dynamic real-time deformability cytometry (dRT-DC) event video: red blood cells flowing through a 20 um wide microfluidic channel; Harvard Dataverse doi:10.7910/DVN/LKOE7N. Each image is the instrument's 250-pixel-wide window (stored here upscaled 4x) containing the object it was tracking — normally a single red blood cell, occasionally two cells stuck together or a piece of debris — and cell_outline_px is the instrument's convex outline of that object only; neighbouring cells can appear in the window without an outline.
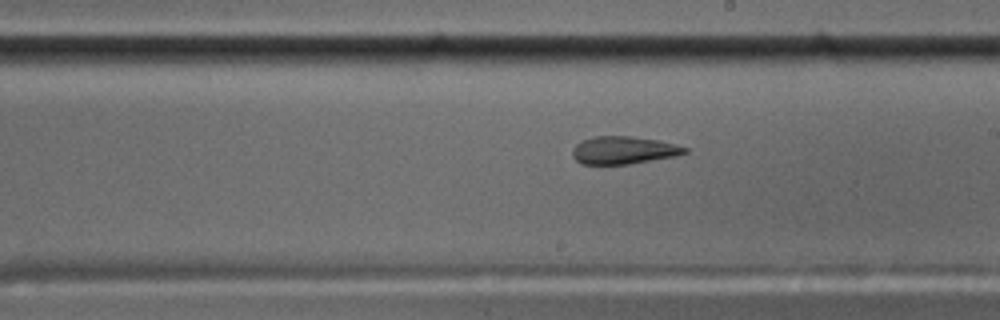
{"species": "common noctule bat (a hibernating species)", "species_latin": "Nyctalus noctula", "temperature_condition": "cold", "stored_images_in_passage": 57, "camera_frame_rate_fps": 3000, "um_per_image_px": 0.085, "animal": {"sex": "male", "body_mass_g": 17.5, "forearm_length_mm": 52.3}, "frame": {"image": 1, "passage_image": 33, "time_ms": 10.667, "image_size_px": [1000, 320], "cell_outline_px": [[688, 152], [676, 156], [628, 164], [580, 164], [572, 156], [572, 148], [580, 140], [592, 136], [632, 136], [656, 140], [676, 144], [688, 148]], "centroid_in_image_um": [52.97, 12.76], "position_along_channel_um": 236.0, "area_um2": 18.26}}
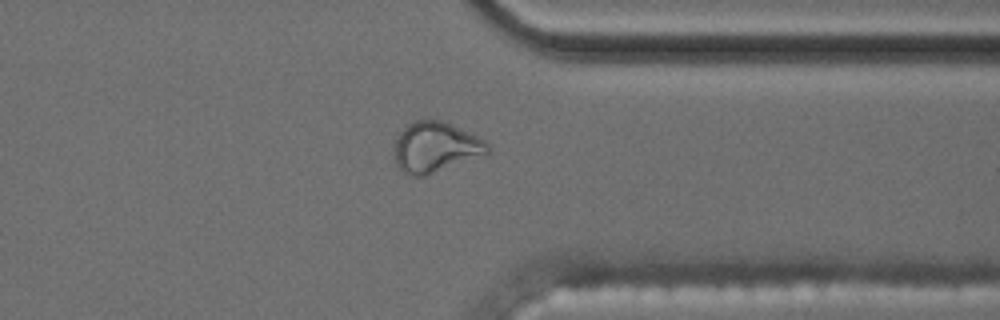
{"frame": {"image": 2, "passage_image": 45, "time_ms": 14.667, "image_size_px": [1000, 320], "cell_outline_px": [[488, 152], [424, 176], [412, 176], [404, 172], [396, 164], [396, 136], [408, 124], [416, 120], [440, 120], [452, 124], [484, 140], [488, 144]], "centroid_in_image_um": [36.98, 12.49], "position_along_channel_um": 374.4, "area_um2": 26.53}}
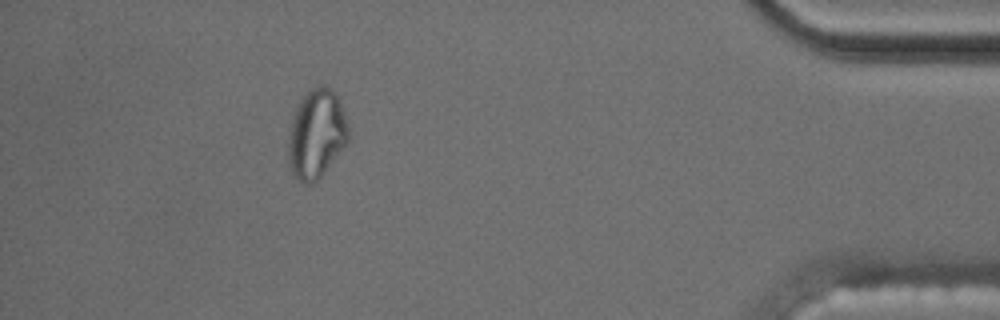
{"frame": {"image": 3, "passage_image": 52, "time_ms": 17.0, "image_size_px": [1000, 320], "cell_outline_px": [[348, 140], [324, 172], [316, 180], [308, 184], [304, 184], [292, 172], [288, 164], [288, 136], [292, 116], [304, 92], [308, 88], [316, 84], [324, 84], [340, 100], [344, 112], [348, 128]], "centroid_in_image_um": [26.86, 11.33], "position_along_channel_um": 408.3, "area_um2": 31.1}, "authors_computed_cell_mechanics": {"area_um2": 19.1318, "velocity_mm_per_s": 3.5145, "shape_relaxation_time_tau1_ms": null, "shape_relaxation_time_tau2_ms": 1.7276, "deformation_change_tau1": null, "deformation_change_tau2": 0.0899}}